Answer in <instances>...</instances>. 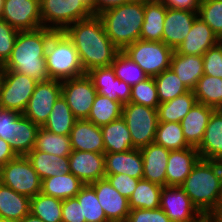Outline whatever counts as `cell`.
Wrapping results in <instances>:
<instances>
[{"mask_svg": "<svg viewBox=\"0 0 222 222\" xmlns=\"http://www.w3.org/2000/svg\"><path fill=\"white\" fill-rule=\"evenodd\" d=\"M63 32L75 46L85 73L94 68L111 66L120 51L105 33L98 15L77 21Z\"/></svg>", "mask_w": 222, "mask_h": 222, "instance_id": "cell-1", "label": "cell"}, {"mask_svg": "<svg viewBox=\"0 0 222 222\" xmlns=\"http://www.w3.org/2000/svg\"><path fill=\"white\" fill-rule=\"evenodd\" d=\"M55 32L45 27L19 31L11 55L2 70L28 75L37 82L49 80L45 54L50 37Z\"/></svg>", "mask_w": 222, "mask_h": 222, "instance_id": "cell-2", "label": "cell"}, {"mask_svg": "<svg viewBox=\"0 0 222 222\" xmlns=\"http://www.w3.org/2000/svg\"><path fill=\"white\" fill-rule=\"evenodd\" d=\"M202 215H212L222 189V162L199 159L180 185Z\"/></svg>", "mask_w": 222, "mask_h": 222, "instance_id": "cell-3", "label": "cell"}, {"mask_svg": "<svg viewBox=\"0 0 222 222\" xmlns=\"http://www.w3.org/2000/svg\"><path fill=\"white\" fill-rule=\"evenodd\" d=\"M98 16L110 41L123 51L127 46L140 40L144 21V0H133L109 8Z\"/></svg>", "mask_w": 222, "mask_h": 222, "instance_id": "cell-4", "label": "cell"}, {"mask_svg": "<svg viewBox=\"0 0 222 222\" xmlns=\"http://www.w3.org/2000/svg\"><path fill=\"white\" fill-rule=\"evenodd\" d=\"M45 59L50 79L64 81L86 74L75 46L63 31L50 37Z\"/></svg>", "mask_w": 222, "mask_h": 222, "instance_id": "cell-5", "label": "cell"}, {"mask_svg": "<svg viewBox=\"0 0 222 222\" xmlns=\"http://www.w3.org/2000/svg\"><path fill=\"white\" fill-rule=\"evenodd\" d=\"M43 27L56 32L93 16L84 0H40Z\"/></svg>", "mask_w": 222, "mask_h": 222, "instance_id": "cell-6", "label": "cell"}, {"mask_svg": "<svg viewBox=\"0 0 222 222\" xmlns=\"http://www.w3.org/2000/svg\"><path fill=\"white\" fill-rule=\"evenodd\" d=\"M122 118L129 129L133 149L154 143L158 124L157 109L129 102L123 105Z\"/></svg>", "mask_w": 222, "mask_h": 222, "instance_id": "cell-7", "label": "cell"}, {"mask_svg": "<svg viewBox=\"0 0 222 222\" xmlns=\"http://www.w3.org/2000/svg\"><path fill=\"white\" fill-rule=\"evenodd\" d=\"M173 49L163 42L137 40L123 52L149 77H155L170 68Z\"/></svg>", "mask_w": 222, "mask_h": 222, "instance_id": "cell-8", "label": "cell"}, {"mask_svg": "<svg viewBox=\"0 0 222 222\" xmlns=\"http://www.w3.org/2000/svg\"><path fill=\"white\" fill-rule=\"evenodd\" d=\"M0 183L29 198L42 189V180L26 156H17L0 168Z\"/></svg>", "mask_w": 222, "mask_h": 222, "instance_id": "cell-9", "label": "cell"}, {"mask_svg": "<svg viewBox=\"0 0 222 222\" xmlns=\"http://www.w3.org/2000/svg\"><path fill=\"white\" fill-rule=\"evenodd\" d=\"M38 82L28 75L2 70L0 107L23 113Z\"/></svg>", "mask_w": 222, "mask_h": 222, "instance_id": "cell-10", "label": "cell"}, {"mask_svg": "<svg viewBox=\"0 0 222 222\" xmlns=\"http://www.w3.org/2000/svg\"><path fill=\"white\" fill-rule=\"evenodd\" d=\"M97 95L88 74L62 81V96L77 120L88 119Z\"/></svg>", "mask_w": 222, "mask_h": 222, "instance_id": "cell-11", "label": "cell"}, {"mask_svg": "<svg viewBox=\"0 0 222 222\" xmlns=\"http://www.w3.org/2000/svg\"><path fill=\"white\" fill-rule=\"evenodd\" d=\"M61 94L62 81L49 79L38 82L22 114L42 127L48 120L52 108Z\"/></svg>", "mask_w": 222, "mask_h": 222, "instance_id": "cell-12", "label": "cell"}, {"mask_svg": "<svg viewBox=\"0 0 222 222\" xmlns=\"http://www.w3.org/2000/svg\"><path fill=\"white\" fill-rule=\"evenodd\" d=\"M0 18L18 31L43 27L40 0H4Z\"/></svg>", "mask_w": 222, "mask_h": 222, "instance_id": "cell-13", "label": "cell"}, {"mask_svg": "<svg viewBox=\"0 0 222 222\" xmlns=\"http://www.w3.org/2000/svg\"><path fill=\"white\" fill-rule=\"evenodd\" d=\"M160 208L172 222H193L202 215L181 187L164 186Z\"/></svg>", "mask_w": 222, "mask_h": 222, "instance_id": "cell-14", "label": "cell"}, {"mask_svg": "<svg viewBox=\"0 0 222 222\" xmlns=\"http://www.w3.org/2000/svg\"><path fill=\"white\" fill-rule=\"evenodd\" d=\"M87 74L92 79L98 94L118 101L122 105L130 102L131 86L116 77L112 66L94 68Z\"/></svg>", "mask_w": 222, "mask_h": 222, "instance_id": "cell-15", "label": "cell"}, {"mask_svg": "<svg viewBox=\"0 0 222 222\" xmlns=\"http://www.w3.org/2000/svg\"><path fill=\"white\" fill-rule=\"evenodd\" d=\"M110 222H126L130 213L129 200L111 186L106 178L90 184Z\"/></svg>", "mask_w": 222, "mask_h": 222, "instance_id": "cell-16", "label": "cell"}, {"mask_svg": "<svg viewBox=\"0 0 222 222\" xmlns=\"http://www.w3.org/2000/svg\"><path fill=\"white\" fill-rule=\"evenodd\" d=\"M70 173L83 184L105 178L104 154L72 150L69 155Z\"/></svg>", "mask_w": 222, "mask_h": 222, "instance_id": "cell-17", "label": "cell"}, {"mask_svg": "<svg viewBox=\"0 0 222 222\" xmlns=\"http://www.w3.org/2000/svg\"><path fill=\"white\" fill-rule=\"evenodd\" d=\"M197 17L198 12L167 8L162 42L175 50L184 41Z\"/></svg>", "mask_w": 222, "mask_h": 222, "instance_id": "cell-18", "label": "cell"}, {"mask_svg": "<svg viewBox=\"0 0 222 222\" xmlns=\"http://www.w3.org/2000/svg\"><path fill=\"white\" fill-rule=\"evenodd\" d=\"M218 42L219 39L212 29L198 16L184 41L174 51L184 55L202 56Z\"/></svg>", "mask_w": 222, "mask_h": 222, "instance_id": "cell-19", "label": "cell"}, {"mask_svg": "<svg viewBox=\"0 0 222 222\" xmlns=\"http://www.w3.org/2000/svg\"><path fill=\"white\" fill-rule=\"evenodd\" d=\"M199 159V152L195 147L171 150L166 168V186L180 187Z\"/></svg>", "mask_w": 222, "mask_h": 222, "instance_id": "cell-20", "label": "cell"}, {"mask_svg": "<svg viewBox=\"0 0 222 222\" xmlns=\"http://www.w3.org/2000/svg\"><path fill=\"white\" fill-rule=\"evenodd\" d=\"M72 150L104 154L101 128L87 119L76 120L70 132Z\"/></svg>", "mask_w": 222, "mask_h": 222, "instance_id": "cell-21", "label": "cell"}, {"mask_svg": "<svg viewBox=\"0 0 222 222\" xmlns=\"http://www.w3.org/2000/svg\"><path fill=\"white\" fill-rule=\"evenodd\" d=\"M143 158V179L166 186V168L170 150L151 143L140 149Z\"/></svg>", "mask_w": 222, "mask_h": 222, "instance_id": "cell-22", "label": "cell"}, {"mask_svg": "<svg viewBox=\"0 0 222 222\" xmlns=\"http://www.w3.org/2000/svg\"><path fill=\"white\" fill-rule=\"evenodd\" d=\"M105 174H124L143 179V158L140 149L120 153H105Z\"/></svg>", "mask_w": 222, "mask_h": 222, "instance_id": "cell-23", "label": "cell"}, {"mask_svg": "<svg viewBox=\"0 0 222 222\" xmlns=\"http://www.w3.org/2000/svg\"><path fill=\"white\" fill-rule=\"evenodd\" d=\"M216 109L196 102L180 122L184 137L191 147L197 148L204 136L212 113Z\"/></svg>", "mask_w": 222, "mask_h": 222, "instance_id": "cell-24", "label": "cell"}, {"mask_svg": "<svg viewBox=\"0 0 222 222\" xmlns=\"http://www.w3.org/2000/svg\"><path fill=\"white\" fill-rule=\"evenodd\" d=\"M196 149L200 159L222 162V109L212 113L203 139Z\"/></svg>", "mask_w": 222, "mask_h": 222, "instance_id": "cell-25", "label": "cell"}, {"mask_svg": "<svg viewBox=\"0 0 222 222\" xmlns=\"http://www.w3.org/2000/svg\"><path fill=\"white\" fill-rule=\"evenodd\" d=\"M167 7L159 0H144V21L140 40L162 42Z\"/></svg>", "mask_w": 222, "mask_h": 222, "instance_id": "cell-26", "label": "cell"}, {"mask_svg": "<svg viewBox=\"0 0 222 222\" xmlns=\"http://www.w3.org/2000/svg\"><path fill=\"white\" fill-rule=\"evenodd\" d=\"M170 68L189 90H193L204 75L203 56L184 55L173 51Z\"/></svg>", "mask_w": 222, "mask_h": 222, "instance_id": "cell-27", "label": "cell"}, {"mask_svg": "<svg viewBox=\"0 0 222 222\" xmlns=\"http://www.w3.org/2000/svg\"><path fill=\"white\" fill-rule=\"evenodd\" d=\"M26 157L31 162L33 168L40 176L41 180L53 176H61L70 172L69 157H60L36 150L29 152Z\"/></svg>", "mask_w": 222, "mask_h": 222, "instance_id": "cell-28", "label": "cell"}, {"mask_svg": "<svg viewBox=\"0 0 222 222\" xmlns=\"http://www.w3.org/2000/svg\"><path fill=\"white\" fill-rule=\"evenodd\" d=\"M100 128L104 141V154L120 153L133 149L129 129L122 117Z\"/></svg>", "mask_w": 222, "mask_h": 222, "instance_id": "cell-29", "label": "cell"}, {"mask_svg": "<svg viewBox=\"0 0 222 222\" xmlns=\"http://www.w3.org/2000/svg\"><path fill=\"white\" fill-rule=\"evenodd\" d=\"M31 198L0 183V218L21 221L30 213Z\"/></svg>", "mask_w": 222, "mask_h": 222, "instance_id": "cell-30", "label": "cell"}, {"mask_svg": "<svg viewBox=\"0 0 222 222\" xmlns=\"http://www.w3.org/2000/svg\"><path fill=\"white\" fill-rule=\"evenodd\" d=\"M84 184L72 173H63L42 180L41 192L61 200L76 197Z\"/></svg>", "mask_w": 222, "mask_h": 222, "instance_id": "cell-31", "label": "cell"}, {"mask_svg": "<svg viewBox=\"0 0 222 222\" xmlns=\"http://www.w3.org/2000/svg\"><path fill=\"white\" fill-rule=\"evenodd\" d=\"M196 102L194 92L190 90L172 100L160 103L157 108L158 122L180 123Z\"/></svg>", "mask_w": 222, "mask_h": 222, "instance_id": "cell-32", "label": "cell"}, {"mask_svg": "<svg viewBox=\"0 0 222 222\" xmlns=\"http://www.w3.org/2000/svg\"><path fill=\"white\" fill-rule=\"evenodd\" d=\"M76 120L65 98L61 94L56 100L48 120L42 127L57 135L70 136Z\"/></svg>", "mask_w": 222, "mask_h": 222, "instance_id": "cell-33", "label": "cell"}, {"mask_svg": "<svg viewBox=\"0 0 222 222\" xmlns=\"http://www.w3.org/2000/svg\"><path fill=\"white\" fill-rule=\"evenodd\" d=\"M40 126L33 123L23 114L15 120V138L11 148L17 156H26L34 149L36 136Z\"/></svg>", "mask_w": 222, "mask_h": 222, "instance_id": "cell-34", "label": "cell"}, {"mask_svg": "<svg viewBox=\"0 0 222 222\" xmlns=\"http://www.w3.org/2000/svg\"><path fill=\"white\" fill-rule=\"evenodd\" d=\"M162 186L144 179L139 180L136 189L130 196L129 207L133 209H158Z\"/></svg>", "mask_w": 222, "mask_h": 222, "instance_id": "cell-35", "label": "cell"}, {"mask_svg": "<svg viewBox=\"0 0 222 222\" xmlns=\"http://www.w3.org/2000/svg\"><path fill=\"white\" fill-rule=\"evenodd\" d=\"M196 101L215 109H222V78L203 75L193 89Z\"/></svg>", "mask_w": 222, "mask_h": 222, "instance_id": "cell-36", "label": "cell"}, {"mask_svg": "<svg viewBox=\"0 0 222 222\" xmlns=\"http://www.w3.org/2000/svg\"><path fill=\"white\" fill-rule=\"evenodd\" d=\"M123 105L97 93L88 115L89 121L102 127L122 117Z\"/></svg>", "mask_w": 222, "mask_h": 222, "instance_id": "cell-37", "label": "cell"}, {"mask_svg": "<svg viewBox=\"0 0 222 222\" xmlns=\"http://www.w3.org/2000/svg\"><path fill=\"white\" fill-rule=\"evenodd\" d=\"M34 148L51 155L69 157L72 152L70 136L57 135L40 127Z\"/></svg>", "mask_w": 222, "mask_h": 222, "instance_id": "cell-38", "label": "cell"}, {"mask_svg": "<svg viewBox=\"0 0 222 222\" xmlns=\"http://www.w3.org/2000/svg\"><path fill=\"white\" fill-rule=\"evenodd\" d=\"M63 200L42 192L31 198L30 213L44 222H62Z\"/></svg>", "mask_w": 222, "mask_h": 222, "instance_id": "cell-39", "label": "cell"}, {"mask_svg": "<svg viewBox=\"0 0 222 222\" xmlns=\"http://www.w3.org/2000/svg\"><path fill=\"white\" fill-rule=\"evenodd\" d=\"M154 143L168 150H180L191 147L178 122H158Z\"/></svg>", "mask_w": 222, "mask_h": 222, "instance_id": "cell-40", "label": "cell"}, {"mask_svg": "<svg viewBox=\"0 0 222 222\" xmlns=\"http://www.w3.org/2000/svg\"><path fill=\"white\" fill-rule=\"evenodd\" d=\"M159 102H166L190 91L171 68L154 77Z\"/></svg>", "mask_w": 222, "mask_h": 222, "instance_id": "cell-41", "label": "cell"}, {"mask_svg": "<svg viewBox=\"0 0 222 222\" xmlns=\"http://www.w3.org/2000/svg\"><path fill=\"white\" fill-rule=\"evenodd\" d=\"M76 198L81 205L82 219L86 222H110L90 184H84Z\"/></svg>", "mask_w": 222, "mask_h": 222, "instance_id": "cell-42", "label": "cell"}, {"mask_svg": "<svg viewBox=\"0 0 222 222\" xmlns=\"http://www.w3.org/2000/svg\"><path fill=\"white\" fill-rule=\"evenodd\" d=\"M115 75L131 87L149 76L123 51H119L111 64Z\"/></svg>", "mask_w": 222, "mask_h": 222, "instance_id": "cell-43", "label": "cell"}, {"mask_svg": "<svg viewBox=\"0 0 222 222\" xmlns=\"http://www.w3.org/2000/svg\"><path fill=\"white\" fill-rule=\"evenodd\" d=\"M131 103L157 109L160 104L154 77H148L131 87Z\"/></svg>", "mask_w": 222, "mask_h": 222, "instance_id": "cell-44", "label": "cell"}, {"mask_svg": "<svg viewBox=\"0 0 222 222\" xmlns=\"http://www.w3.org/2000/svg\"><path fill=\"white\" fill-rule=\"evenodd\" d=\"M198 16L220 40L222 38V0H201Z\"/></svg>", "mask_w": 222, "mask_h": 222, "instance_id": "cell-45", "label": "cell"}, {"mask_svg": "<svg viewBox=\"0 0 222 222\" xmlns=\"http://www.w3.org/2000/svg\"><path fill=\"white\" fill-rule=\"evenodd\" d=\"M18 30L0 18V66L9 59L16 41Z\"/></svg>", "mask_w": 222, "mask_h": 222, "instance_id": "cell-46", "label": "cell"}, {"mask_svg": "<svg viewBox=\"0 0 222 222\" xmlns=\"http://www.w3.org/2000/svg\"><path fill=\"white\" fill-rule=\"evenodd\" d=\"M202 56L204 74L222 78V44L218 42Z\"/></svg>", "mask_w": 222, "mask_h": 222, "instance_id": "cell-47", "label": "cell"}, {"mask_svg": "<svg viewBox=\"0 0 222 222\" xmlns=\"http://www.w3.org/2000/svg\"><path fill=\"white\" fill-rule=\"evenodd\" d=\"M21 113L0 107V138L9 143L15 138V120Z\"/></svg>", "mask_w": 222, "mask_h": 222, "instance_id": "cell-48", "label": "cell"}, {"mask_svg": "<svg viewBox=\"0 0 222 222\" xmlns=\"http://www.w3.org/2000/svg\"><path fill=\"white\" fill-rule=\"evenodd\" d=\"M105 178L113 188L127 199L130 198L140 180L124 174L105 175Z\"/></svg>", "mask_w": 222, "mask_h": 222, "instance_id": "cell-49", "label": "cell"}, {"mask_svg": "<svg viewBox=\"0 0 222 222\" xmlns=\"http://www.w3.org/2000/svg\"><path fill=\"white\" fill-rule=\"evenodd\" d=\"M126 222H172L161 209H133L130 210Z\"/></svg>", "mask_w": 222, "mask_h": 222, "instance_id": "cell-50", "label": "cell"}, {"mask_svg": "<svg viewBox=\"0 0 222 222\" xmlns=\"http://www.w3.org/2000/svg\"><path fill=\"white\" fill-rule=\"evenodd\" d=\"M62 222H86L82 219L81 205L76 197L63 200Z\"/></svg>", "mask_w": 222, "mask_h": 222, "instance_id": "cell-51", "label": "cell"}, {"mask_svg": "<svg viewBox=\"0 0 222 222\" xmlns=\"http://www.w3.org/2000/svg\"><path fill=\"white\" fill-rule=\"evenodd\" d=\"M167 8L198 12L201 0H159Z\"/></svg>", "mask_w": 222, "mask_h": 222, "instance_id": "cell-52", "label": "cell"}, {"mask_svg": "<svg viewBox=\"0 0 222 222\" xmlns=\"http://www.w3.org/2000/svg\"><path fill=\"white\" fill-rule=\"evenodd\" d=\"M133 0H93L91 11L93 15H99L103 11L120 6L124 3L132 2Z\"/></svg>", "mask_w": 222, "mask_h": 222, "instance_id": "cell-53", "label": "cell"}, {"mask_svg": "<svg viewBox=\"0 0 222 222\" xmlns=\"http://www.w3.org/2000/svg\"><path fill=\"white\" fill-rule=\"evenodd\" d=\"M16 157L17 155L12 150L11 144L0 138V168Z\"/></svg>", "mask_w": 222, "mask_h": 222, "instance_id": "cell-54", "label": "cell"}, {"mask_svg": "<svg viewBox=\"0 0 222 222\" xmlns=\"http://www.w3.org/2000/svg\"><path fill=\"white\" fill-rule=\"evenodd\" d=\"M20 222H44V221L36 217L32 213H29Z\"/></svg>", "mask_w": 222, "mask_h": 222, "instance_id": "cell-55", "label": "cell"}, {"mask_svg": "<svg viewBox=\"0 0 222 222\" xmlns=\"http://www.w3.org/2000/svg\"><path fill=\"white\" fill-rule=\"evenodd\" d=\"M193 222H216V220L213 215H201Z\"/></svg>", "mask_w": 222, "mask_h": 222, "instance_id": "cell-56", "label": "cell"}, {"mask_svg": "<svg viewBox=\"0 0 222 222\" xmlns=\"http://www.w3.org/2000/svg\"><path fill=\"white\" fill-rule=\"evenodd\" d=\"M212 215L214 216L216 222H222V206H218Z\"/></svg>", "mask_w": 222, "mask_h": 222, "instance_id": "cell-57", "label": "cell"}, {"mask_svg": "<svg viewBox=\"0 0 222 222\" xmlns=\"http://www.w3.org/2000/svg\"><path fill=\"white\" fill-rule=\"evenodd\" d=\"M0 222H20V221H18V220H13V219L0 218Z\"/></svg>", "mask_w": 222, "mask_h": 222, "instance_id": "cell-58", "label": "cell"}, {"mask_svg": "<svg viewBox=\"0 0 222 222\" xmlns=\"http://www.w3.org/2000/svg\"><path fill=\"white\" fill-rule=\"evenodd\" d=\"M3 4H4V0H0V17L2 14V10H3Z\"/></svg>", "mask_w": 222, "mask_h": 222, "instance_id": "cell-59", "label": "cell"}, {"mask_svg": "<svg viewBox=\"0 0 222 222\" xmlns=\"http://www.w3.org/2000/svg\"><path fill=\"white\" fill-rule=\"evenodd\" d=\"M218 206H222V189H221V195L219 198Z\"/></svg>", "mask_w": 222, "mask_h": 222, "instance_id": "cell-60", "label": "cell"}, {"mask_svg": "<svg viewBox=\"0 0 222 222\" xmlns=\"http://www.w3.org/2000/svg\"><path fill=\"white\" fill-rule=\"evenodd\" d=\"M90 7L92 6L93 0H84Z\"/></svg>", "mask_w": 222, "mask_h": 222, "instance_id": "cell-61", "label": "cell"}, {"mask_svg": "<svg viewBox=\"0 0 222 222\" xmlns=\"http://www.w3.org/2000/svg\"><path fill=\"white\" fill-rule=\"evenodd\" d=\"M1 79H2V66H0V82H1Z\"/></svg>", "mask_w": 222, "mask_h": 222, "instance_id": "cell-62", "label": "cell"}]
</instances>
